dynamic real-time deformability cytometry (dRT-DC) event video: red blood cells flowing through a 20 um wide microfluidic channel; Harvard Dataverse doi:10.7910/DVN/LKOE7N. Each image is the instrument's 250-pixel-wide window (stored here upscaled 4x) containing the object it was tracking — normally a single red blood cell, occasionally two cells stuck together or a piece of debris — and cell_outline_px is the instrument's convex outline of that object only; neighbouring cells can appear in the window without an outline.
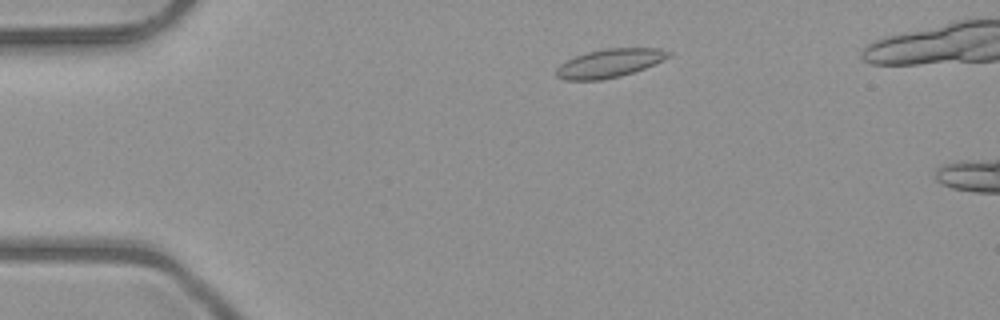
{"species": "common noctule bat (a hibernating species)", "species_latin": "Nyctalus noctula", "temperature_condition": "room temperature", "stored_images_in_passage": 45, "camera_frame_rate_fps": 3000, "um_per_image_px": 0.085, "animal": {"sex": "male", "body_mass_g": 23.1, "forearm_length_mm": 52.7}, "frame": {"image": 1, "passage_image": 6, "time_ms": 1.667, "image_size_px": [1000, 320], "cell_outline_px": [[672, 56], [644, 68], [620, 76], [600, 80], [564, 80], [556, 76], [556, 68], [560, 64], [576, 56], [588, 52], [608, 48], [660, 48], [672, 52]], "centroid_in_image_um": [51.82, 5.37], "position_along_channel_um": 33.2, "area_um2": 18.5}}
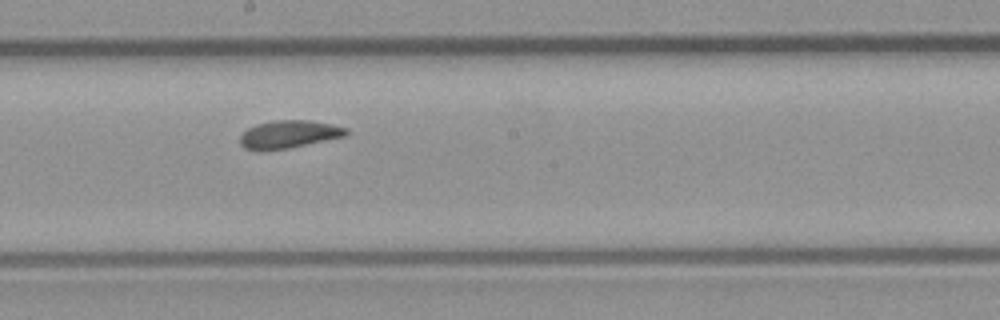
{"frame": {"image": 2, "passage_image": 24, "time_ms": 7.667, "image_size_px": [1000, 320], "cell_outline_px": [[348, 136], [288, 148], [260, 152], [244, 148], [240, 144], [240, 136], [248, 128], [256, 124], [276, 120], [308, 120], [332, 124], [348, 128]], "centroid_in_image_um": [24.56, 11.43], "position_along_channel_um": 223.6, "area_um2": 17.46}}
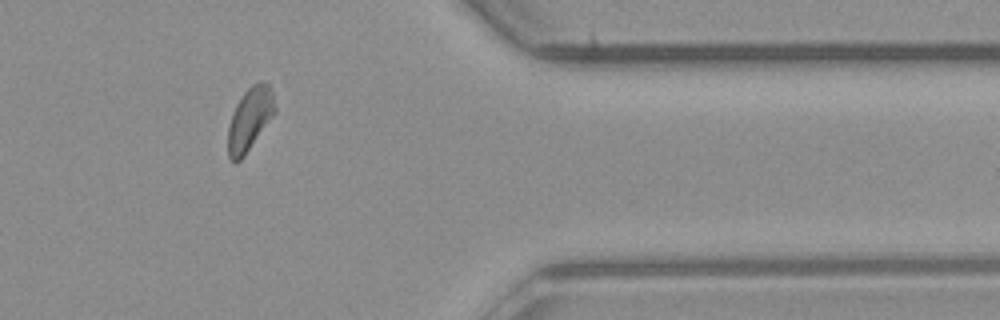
{"frame": {"image": 3, "passage_image": 38, "time_ms": 12.333, "image_size_px": [1000, 320], "cell_outline_px": [[276, 112], [244, 156], [236, 164], [228, 156], [228, 128], [232, 112], [236, 104], [244, 92], [252, 84], [268, 84], [272, 92], [276, 108]], "centroid_in_image_um": [21.22, 10.16], "position_along_channel_um": 390.2, "area_um2": 16.99}, "authors_computed_cell_mechanics": {"area_um2": 17.3978, "velocity_mm_per_s": 4.0131, "shape_relaxation_time_tau1_ms": 6.2318, "shape_relaxation_time_tau2_ms": 1.7832, "deformation_change_tau1": 0.1143, "deformation_change_tau2": 0.0704}}